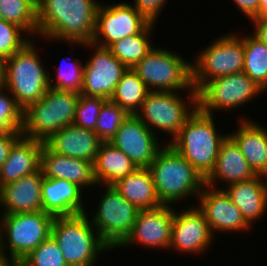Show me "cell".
<instances>
[{
	"label": "cell",
	"mask_w": 267,
	"mask_h": 266,
	"mask_svg": "<svg viewBox=\"0 0 267 266\" xmlns=\"http://www.w3.org/2000/svg\"><path fill=\"white\" fill-rule=\"evenodd\" d=\"M100 3L97 0H42L37 9L38 38L50 43L92 42Z\"/></svg>",
	"instance_id": "6da1fadb"
},
{
	"label": "cell",
	"mask_w": 267,
	"mask_h": 266,
	"mask_svg": "<svg viewBox=\"0 0 267 266\" xmlns=\"http://www.w3.org/2000/svg\"><path fill=\"white\" fill-rule=\"evenodd\" d=\"M165 142L148 167L160 202L176 206L189 197L197 200L205 186V178Z\"/></svg>",
	"instance_id": "7a4b0ae2"
},
{
	"label": "cell",
	"mask_w": 267,
	"mask_h": 266,
	"mask_svg": "<svg viewBox=\"0 0 267 266\" xmlns=\"http://www.w3.org/2000/svg\"><path fill=\"white\" fill-rule=\"evenodd\" d=\"M215 117V118H214ZM216 116L199 108L168 143L184 157L204 178L213 170L221 143L229 133H222L215 126Z\"/></svg>",
	"instance_id": "3957f363"
},
{
	"label": "cell",
	"mask_w": 267,
	"mask_h": 266,
	"mask_svg": "<svg viewBox=\"0 0 267 266\" xmlns=\"http://www.w3.org/2000/svg\"><path fill=\"white\" fill-rule=\"evenodd\" d=\"M35 42L36 39L32 38L19 51L5 59L3 86L22 110L42 99L50 88V73L40 59Z\"/></svg>",
	"instance_id": "277c9868"
},
{
	"label": "cell",
	"mask_w": 267,
	"mask_h": 266,
	"mask_svg": "<svg viewBox=\"0 0 267 266\" xmlns=\"http://www.w3.org/2000/svg\"><path fill=\"white\" fill-rule=\"evenodd\" d=\"M51 236L60 246L68 266H96L99 256L113 251L84 214L54 217Z\"/></svg>",
	"instance_id": "5b68a950"
},
{
	"label": "cell",
	"mask_w": 267,
	"mask_h": 266,
	"mask_svg": "<svg viewBox=\"0 0 267 266\" xmlns=\"http://www.w3.org/2000/svg\"><path fill=\"white\" fill-rule=\"evenodd\" d=\"M79 94L49 88L42 99L23 110L22 136L44 142L73 124Z\"/></svg>",
	"instance_id": "8992f818"
},
{
	"label": "cell",
	"mask_w": 267,
	"mask_h": 266,
	"mask_svg": "<svg viewBox=\"0 0 267 266\" xmlns=\"http://www.w3.org/2000/svg\"><path fill=\"white\" fill-rule=\"evenodd\" d=\"M150 91L198 92L192 83V62L156 45L132 68Z\"/></svg>",
	"instance_id": "52a82bcc"
},
{
	"label": "cell",
	"mask_w": 267,
	"mask_h": 266,
	"mask_svg": "<svg viewBox=\"0 0 267 266\" xmlns=\"http://www.w3.org/2000/svg\"><path fill=\"white\" fill-rule=\"evenodd\" d=\"M184 94L186 96L181 94V91H150L135 115L154 134L163 132L172 136L169 139L171 141L198 109V92H184Z\"/></svg>",
	"instance_id": "ba28073f"
},
{
	"label": "cell",
	"mask_w": 267,
	"mask_h": 266,
	"mask_svg": "<svg viewBox=\"0 0 267 266\" xmlns=\"http://www.w3.org/2000/svg\"><path fill=\"white\" fill-rule=\"evenodd\" d=\"M53 219L43 210L3 215L1 257L19 264L51 235Z\"/></svg>",
	"instance_id": "9c48e42d"
},
{
	"label": "cell",
	"mask_w": 267,
	"mask_h": 266,
	"mask_svg": "<svg viewBox=\"0 0 267 266\" xmlns=\"http://www.w3.org/2000/svg\"><path fill=\"white\" fill-rule=\"evenodd\" d=\"M195 55L192 62V83L193 88L198 91L209 80L243 72V35L225 32Z\"/></svg>",
	"instance_id": "30bf717a"
},
{
	"label": "cell",
	"mask_w": 267,
	"mask_h": 266,
	"mask_svg": "<svg viewBox=\"0 0 267 266\" xmlns=\"http://www.w3.org/2000/svg\"><path fill=\"white\" fill-rule=\"evenodd\" d=\"M104 193L95 207L90 222L102 240L112 249L117 248L132 230L139 209L127 201L112 185H103ZM88 212V213H87Z\"/></svg>",
	"instance_id": "8fae6325"
},
{
	"label": "cell",
	"mask_w": 267,
	"mask_h": 266,
	"mask_svg": "<svg viewBox=\"0 0 267 266\" xmlns=\"http://www.w3.org/2000/svg\"><path fill=\"white\" fill-rule=\"evenodd\" d=\"M261 93L264 91L245 72L221 76L209 80L198 90V108L211 115L220 110L235 111Z\"/></svg>",
	"instance_id": "7c38bea8"
},
{
	"label": "cell",
	"mask_w": 267,
	"mask_h": 266,
	"mask_svg": "<svg viewBox=\"0 0 267 266\" xmlns=\"http://www.w3.org/2000/svg\"><path fill=\"white\" fill-rule=\"evenodd\" d=\"M75 45L92 50V55L84 63L83 87L80 94L109 100L117 83L128 68L107 47L96 45L93 42L69 44L71 48H74Z\"/></svg>",
	"instance_id": "4fadbf2b"
},
{
	"label": "cell",
	"mask_w": 267,
	"mask_h": 266,
	"mask_svg": "<svg viewBox=\"0 0 267 266\" xmlns=\"http://www.w3.org/2000/svg\"><path fill=\"white\" fill-rule=\"evenodd\" d=\"M150 22L131 2L100 3L92 42L109 48L113 43L141 33Z\"/></svg>",
	"instance_id": "5bb4252c"
},
{
	"label": "cell",
	"mask_w": 267,
	"mask_h": 266,
	"mask_svg": "<svg viewBox=\"0 0 267 266\" xmlns=\"http://www.w3.org/2000/svg\"><path fill=\"white\" fill-rule=\"evenodd\" d=\"M189 208V209H188ZM179 212V213H178ZM216 239L209 229L204 213L195 206L178 211L174 209L169 250L189 255L207 254L212 242Z\"/></svg>",
	"instance_id": "9a60e30c"
},
{
	"label": "cell",
	"mask_w": 267,
	"mask_h": 266,
	"mask_svg": "<svg viewBox=\"0 0 267 266\" xmlns=\"http://www.w3.org/2000/svg\"><path fill=\"white\" fill-rule=\"evenodd\" d=\"M173 217L174 207L172 205L139 210L132 230L116 249L134 244V246H144L145 249L150 248L149 250L169 251Z\"/></svg>",
	"instance_id": "2e32d148"
},
{
	"label": "cell",
	"mask_w": 267,
	"mask_h": 266,
	"mask_svg": "<svg viewBox=\"0 0 267 266\" xmlns=\"http://www.w3.org/2000/svg\"><path fill=\"white\" fill-rule=\"evenodd\" d=\"M159 139L136 115H129L108 142L127 155L137 168H148L164 146Z\"/></svg>",
	"instance_id": "e0dca14e"
},
{
	"label": "cell",
	"mask_w": 267,
	"mask_h": 266,
	"mask_svg": "<svg viewBox=\"0 0 267 266\" xmlns=\"http://www.w3.org/2000/svg\"><path fill=\"white\" fill-rule=\"evenodd\" d=\"M197 207L204 213L212 235L247 232L252 226L245 220L242 212L231 201L223 189L205 185L197 200Z\"/></svg>",
	"instance_id": "ac0fdd59"
},
{
	"label": "cell",
	"mask_w": 267,
	"mask_h": 266,
	"mask_svg": "<svg viewBox=\"0 0 267 266\" xmlns=\"http://www.w3.org/2000/svg\"><path fill=\"white\" fill-rule=\"evenodd\" d=\"M43 174L39 170L0 187L3 215L42 211Z\"/></svg>",
	"instance_id": "d6986e66"
},
{
	"label": "cell",
	"mask_w": 267,
	"mask_h": 266,
	"mask_svg": "<svg viewBox=\"0 0 267 266\" xmlns=\"http://www.w3.org/2000/svg\"><path fill=\"white\" fill-rule=\"evenodd\" d=\"M84 190L63 179L46 178L42 181V210L54 217L86 213ZM84 197V198H83ZM84 199V200H83Z\"/></svg>",
	"instance_id": "ffe728a7"
},
{
	"label": "cell",
	"mask_w": 267,
	"mask_h": 266,
	"mask_svg": "<svg viewBox=\"0 0 267 266\" xmlns=\"http://www.w3.org/2000/svg\"><path fill=\"white\" fill-rule=\"evenodd\" d=\"M40 170L46 178L68 180L83 190L92 189L94 185L99 188L94 178L93 163L57 154L44 143L40 155Z\"/></svg>",
	"instance_id": "44dd1931"
},
{
	"label": "cell",
	"mask_w": 267,
	"mask_h": 266,
	"mask_svg": "<svg viewBox=\"0 0 267 266\" xmlns=\"http://www.w3.org/2000/svg\"><path fill=\"white\" fill-rule=\"evenodd\" d=\"M102 142L94 131L71 124L53 133L44 144L57 154L94 164Z\"/></svg>",
	"instance_id": "7402d4cb"
},
{
	"label": "cell",
	"mask_w": 267,
	"mask_h": 266,
	"mask_svg": "<svg viewBox=\"0 0 267 266\" xmlns=\"http://www.w3.org/2000/svg\"><path fill=\"white\" fill-rule=\"evenodd\" d=\"M255 176L257 175L250 168L239 146L228 135L220 145L215 166L205 178V185L220 189L219 183L221 185L223 183L226 187L233 183L250 180Z\"/></svg>",
	"instance_id": "603a6c76"
},
{
	"label": "cell",
	"mask_w": 267,
	"mask_h": 266,
	"mask_svg": "<svg viewBox=\"0 0 267 266\" xmlns=\"http://www.w3.org/2000/svg\"><path fill=\"white\" fill-rule=\"evenodd\" d=\"M242 116L238 118V128L229 132V136L239 146L253 172L267 177V129L264 124Z\"/></svg>",
	"instance_id": "cb8c5ba5"
},
{
	"label": "cell",
	"mask_w": 267,
	"mask_h": 266,
	"mask_svg": "<svg viewBox=\"0 0 267 266\" xmlns=\"http://www.w3.org/2000/svg\"><path fill=\"white\" fill-rule=\"evenodd\" d=\"M231 201L242 212L245 220L253 227L267 212V177L254 178L222 187ZM255 221V222H254Z\"/></svg>",
	"instance_id": "d4e9b609"
},
{
	"label": "cell",
	"mask_w": 267,
	"mask_h": 266,
	"mask_svg": "<svg viewBox=\"0 0 267 266\" xmlns=\"http://www.w3.org/2000/svg\"><path fill=\"white\" fill-rule=\"evenodd\" d=\"M42 141L21 136L12 146L0 167V187L40 170Z\"/></svg>",
	"instance_id": "484cf974"
},
{
	"label": "cell",
	"mask_w": 267,
	"mask_h": 266,
	"mask_svg": "<svg viewBox=\"0 0 267 266\" xmlns=\"http://www.w3.org/2000/svg\"><path fill=\"white\" fill-rule=\"evenodd\" d=\"M112 186L139 210L163 205L157 196L148 168H137L133 173L118 179Z\"/></svg>",
	"instance_id": "4316f807"
},
{
	"label": "cell",
	"mask_w": 267,
	"mask_h": 266,
	"mask_svg": "<svg viewBox=\"0 0 267 266\" xmlns=\"http://www.w3.org/2000/svg\"><path fill=\"white\" fill-rule=\"evenodd\" d=\"M93 168L94 178L100 189L103 185L114 184L137 169L131 159L110 142L100 144Z\"/></svg>",
	"instance_id": "83f0119b"
},
{
	"label": "cell",
	"mask_w": 267,
	"mask_h": 266,
	"mask_svg": "<svg viewBox=\"0 0 267 266\" xmlns=\"http://www.w3.org/2000/svg\"><path fill=\"white\" fill-rule=\"evenodd\" d=\"M149 92L150 90L137 73L132 68H128L117 83L109 100L118 104L129 115H135Z\"/></svg>",
	"instance_id": "f1b7e54d"
},
{
	"label": "cell",
	"mask_w": 267,
	"mask_h": 266,
	"mask_svg": "<svg viewBox=\"0 0 267 266\" xmlns=\"http://www.w3.org/2000/svg\"><path fill=\"white\" fill-rule=\"evenodd\" d=\"M156 27L150 23L141 33L123 38L113 43L109 49L111 53L127 68H133L154 47L151 36Z\"/></svg>",
	"instance_id": "f546056e"
},
{
	"label": "cell",
	"mask_w": 267,
	"mask_h": 266,
	"mask_svg": "<svg viewBox=\"0 0 267 266\" xmlns=\"http://www.w3.org/2000/svg\"><path fill=\"white\" fill-rule=\"evenodd\" d=\"M243 72L264 92L267 91V47L252 33L243 35Z\"/></svg>",
	"instance_id": "4dcf8cb0"
},
{
	"label": "cell",
	"mask_w": 267,
	"mask_h": 266,
	"mask_svg": "<svg viewBox=\"0 0 267 266\" xmlns=\"http://www.w3.org/2000/svg\"><path fill=\"white\" fill-rule=\"evenodd\" d=\"M3 20L22 28L31 38L38 39L37 9L27 0H0Z\"/></svg>",
	"instance_id": "1f68e13d"
},
{
	"label": "cell",
	"mask_w": 267,
	"mask_h": 266,
	"mask_svg": "<svg viewBox=\"0 0 267 266\" xmlns=\"http://www.w3.org/2000/svg\"><path fill=\"white\" fill-rule=\"evenodd\" d=\"M81 61L79 58H71L70 63L69 61L67 62L68 65H66V60L65 62L62 61L63 63L59 62L58 68L56 66L54 68L57 74L52 75L54 76L53 78L49 76V87L80 94L83 87L84 69V63Z\"/></svg>",
	"instance_id": "d6a6232c"
},
{
	"label": "cell",
	"mask_w": 267,
	"mask_h": 266,
	"mask_svg": "<svg viewBox=\"0 0 267 266\" xmlns=\"http://www.w3.org/2000/svg\"><path fill=\"white\" fill-rule=\"evenodd\" d=\"M128 117L118 104L107 100L101 107L94 132L103 142H108Z\"/></svg>",
	"instance_id": "836d02e7"
},
{
	"label": "cell",
	"mask_w": 267,
	"mask_h": 266,
	"mask_svg": "<svg viewBox=\"0 0 267 266\" xmlns=\"http://www.w3.org/2000/svg\"><path fill=\"white\" fill-rule=\"evenodd\" d=\"M18 266H68L60 246L50 235L27 255Z\"/></svg>",
	"instance_id": "e575fe53"
},
{
	"label": "cell",
	"mask_w": 267,
	"mask_h": 266,
	"mask_svg": "<svg viewBox=\"0 0 267 266\" xmlns=\"http://www.w3.org/2000/svg\"><path fill=\"white\" fill-rule=\"evenodd\" d=\"M23 127V110L15 98L3 86H0V133L21 131Z\"/></svg>",
	"instance_id": "d590c367"
},
{
	"label": "cell",
	"mask_w": 267,
	"mask_h": 266,
	"mask_svg": "<svg viewBox=\"0 0 267 266\" xmlns=\"http://www.w3.org/2000/svg\"><path fill=\"white\" fill-rule=\"evenodd\" d=\"M32 38L18 25L0 20V55L7 59Z\"/></svg>",
	"instance_id": "8d00e7d4"
},
{
	"label": "cell",
	"mask_w": 267,
	"mask_h": 266,
	"mask_svg": "<svg viewBox=\"0 0 267 266\" xmlns=\"http://www.w3.org/2000/svg\"><path fill=\"white\" fill-rule=\"evenodd\" d=\"M107 101L101 97H88L79 94L73 124L75 126L95 131L98 115L102 105Z\"/></svg>",
	"instance_id": "74e56055"
},
{
	"label": "cell",
	"mask_w": 267,
	"mask_h": 266,
	"mask_svg": "<svg viewBox=\"0 0 267 266\" xmlns=\"http://www.w3.org/2000/svg\"><path fill=\"white\" fill-rule=\"evenodd\" d=\"M131 4L139 11L150 23H157L161 11L165 8L168 0H133Z\"/></svg>",
	"instance_id": "f35d334b"
},
{
	"label": "cell",
	"mask_w": 267,
	"mask_h": 266,
	"mask_svg": "<svg viewBox=\"0 0 267 266\" xmlns=\"http://www.w3.org/2000/svg\"><path fill=\"white\" fill-rule=\"evenodd\" d=\"M22 136L21 131H8L0 133V167L9 156L13 144Z\"/></svg>",
	"instance_id": "ab89813d"
},
{
	"label": "cell",
	"mask_w": 267,
	"mask_h": 266,
	"mask_svg": "<svg viewBox=\"0 0 267 266\" xmlns=\"http://www.w3.org/2000/svg\"><path fill=\"white\" fill-rule=\"evenodd\" d=\"M243 16L252 20L260 17V0H231Z\"/></svg>",
	"instance_id": "60d3db41"
},
{
	"label": "cell",
	"mask_w": 267,
	"mask_h": 266,
	"mask_svg": "<svg viewBox=\"0 0 267 266\" xmlns=\"http://www.w3.org/2000/svg\"><path fill=\"white\" fill-rule=\"evenodd\" d=\"M250 23L254 26L252 34L267 47V17L253 18Z\"/></svg>",
	"instance_id": "b9f144b4"
},
{
	"label": "cell",
	"mask_w": 267,
	"mask_h": 266,
	"mask_svg": "<svg viewBox=\"0 0 267 266\" xmlns=\"http://www.w3.org/2000/svg\"><path fill=\"white\" fill-rule=\"evenodd\" d=\"M5 74V58L0 55V86L3 85Z\"/></svg>",
	"instance_id": "7bdbcfd3"
},
{
	"label": "cell",
	"mask_w": 267,
	"mask_h": 266,
	"mask_svg": "<svg viewBox=\"0 0 267 266\" xmlns=\"http://www.w3.org/2000/svg\"><path fill=\"white\" fill-rule=\"evenodd\" d=\"M260 17H267V0H260Z\"/></svg>",
	"instance_id": "ee69618b"
},
{
	"label": "cell",
	"mask_w": 267,
	"mask_h": 266,
	"mask_svg": "<svg viewBox=\"0 0 267 266\" xmlns=\"http://www.w3.org/2000/svg\"><path fill=\"white\" fill-rule=\"evenodd\" d=\"M0 266H18V264L6 258L0 257Z\"/></svg>",
	"instance_id": "f6af8a7d"
},
{
	"label": "cell",
	"mask_w": 267,
	"mask_h": 266,
	"mask_svg": "<svg viewBox=\"0 0 267 266\" xmlns=\"http://www.w3.org/2000/svg\"><path fill=\"white\" fill-rule=\"evenodd\" d=\"M27 1L31 3L36 9L39 8L42 2V0H27Z\"/></svg>",
	"instance_id": "bcb514c9"
},
{
	"label": "cell",
	"mask_w": 267,
	"mask_h": 266,
	"mask_svg": "<svg viewBox=\"0 0 267 266\" xmlns=\"http://www.w3.org/2000/svg\"><path fill=\"white\" fill-rule=\"evenodd\" d=\"M0 257H1V235H2V218H3V213L0 212Z\"/></svg>",
	"instance_id": "7dc6e473"
}]
</instances>
